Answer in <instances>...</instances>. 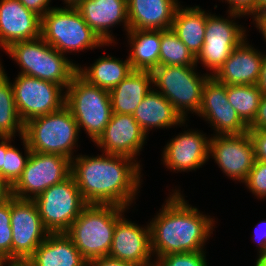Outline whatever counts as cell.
Returning <instances> with one entry per match:
<instances>
[{"mask_svg": "<svg viewBox=\"0 0 266 266\" xmlns=\"http://www.w3.org/2000/svg\"><path fill=\"white\" fill-rule=\"evenodd\" d=\"M229 4L227 12H234L245 16H256V0H225ZM222 2H224L222 0Z\"/></svg>", "mask_w": 266, "mask_h": 266, "instance_id": "8d00e7d4", "label": "cell"}, {"mask_svg": "<svg viewBox=\"0 0 266 266\" xmlns=\"http://www.w3.org/2000/svg\"><path fill=\"white\" fill-rule=\"evenodd\" d=\"M147 134L131 114L112 113L109 123L94 142L102 152L129 157L137 161L145 145Z\"/></svg>", "mask_w": 266, "mask_h": 266, "instance_id": "2e32d148", "label": "cell"}, {"mask_svg": "<svg viewBox=\"0 0 266 266\" xmlns=\"http://www.w3.org/2000/svg\"><path fill=\"white\" fill-rule=\"evenodd\" d=\"M227 98L240 118L249 125L256 116L262 93L254 85H227Z\"/></svg>", "mask_w": 266, "mask_h": 266, "instance_id": "f546056e", "label": "cell"}, {"mask_svg": "<svg viewBox=\"0 0 266 266\" xmlns=\"http://www.w3.org/2000/svg\"><path fill=\"white\" fill-rule=\"evenodd\" d=\"M102 153L76 155L71 160V175L87 204L129 209L141 187L142 167L129 157Z\"/></svg>", "mask_w": 266, "mask_h": 266, "instance_id": "6da1fadb", "label": "cell"}, {"mask_svg": "<svg viewBox=\"0 0 266 266\" xmlns=\"http://www.w3.org/2000/svg\"><path fill=\"white\" fill-rule=\"evenodd\" d=\"M31 266H87L88 262L65 233H49L27 260Z\"/></svg>", "mask_w": 266, "mask_h": 266, "instance_id": "603a6c76", "label": "cell"}, {"mask_svg": "<svg viewBox=\"0 0 266 266\" xmlns=\"http://www.w3.org/2000/svg\"><path fill=\"white\" fill-rule=\"evenodd\" d=\"M13 261L5 255L0 254V266H9Z\"/></svg>", "mask_w": 266, "mask_h": 266, "instance_id": "7dc6e473", "label": "cell"}, {"mask_svg": "<svg viewBox=\"0 0 266 266\" xmlns=\"http://www.w3.org/2000/svg\"><path fill=\"white\" fill-rule=\"evenodd\" d=\"M205 253V251H195L156 257L151 266H208Z\"/></svg>", "mask_w": 266, "mask_h": 266, "instance_id": "d6a6232c", "label": "cell"}, {"mask_svg": "<svg viewBox=\"0 0 266 266\" xmlns=\"http://www.w3.org/2000/svg\"><path fill=\"white\" fill-rule=\"evenodd\" d=\"M87 25L105 44L116 43L110 30L123 24L128 32L127 0H81L76 6Z\"/></svg>", "mask_w": 266, "mask_h": 266, "instance_id": "ffe728a7", "label": "cell"}, {"mask_svg": "<svg viewBox=\"0 0 266 266\" xmlns=\"http://www.w3.org/2000/svg\"><path fill=\"white\" fill-rule=\"evenodd\" d=\"M246 42V39L242 41L213 75L218 82L226 85L257 84L264 53Z\"/></svg>", "mask_w": 266, "mask_h": 266, "instance_id": "44dd1931", "label": "cell"}, {"mask_svg": "<svg viewBox=\"0 0 266 266\" xmlns=\"http://www.w3.org/2000/svg\"><path fill=\"white\" fill-rule=\"evenodd\" d=\"M119 59L104 55L88 68L78 64L77 73L88 83L110 91L133 72L128 57L124 61Z\"/></svg>", "mask_w": 266, "mask_h": 266, "instance_id": "83f0119b", "label": "cell"}, {"mask_svg": "<svg viewBox=\"0 0 266 266\" xmlns=\"http://www.w3.org/2000/svg\"><path fill=\"white\" fill-rule=\"evenodd\" d=\"M210 156L227 177L244 183L255 162L248 131L238 135H214L209 143Z\"/></svg>", "mask_w": 266, "mask_h": 266, "instance_id": "5bb4252c", "label": "cell"}, {"mask_svg": "<svg viewBox=\"0 0 266 266\" xmlns=\"http://www.w3.org/2000/svg\"><path fill=\"white\" fill-rule=\"evenodd\" d=\"M262 94H266V55L264 53L263 62L261 65L260 76L256 84Z\"/></svg>", "mask_w": 266, "mask_h": 266, "instance_id": "7bdbcfd3", "label": "cell"}, {"mask_svg": "<svg viewBox=\"0 0 266 266\" xmlns=\"http://www.w3.org/2000/svg\"><path fill=\"white\" fill-rule=\"evenodd\" d=\"M33 201L44 227L50 233L66 232L88 205L72 175L47 188Z\"/></svg>", "mask_w": 266, "mask_h": 266, "instance_id": "9c48e42d", "label": "cell"}, {"mask_svg": "<svg viewBox=\"0 0 266 266\" xmlns=\"http://www.w3.org/2000/svg\"><path fill=\"white\" fill-rule=\"evenodd\" d=\"M264 6H266V0H256V15Z\"/></svg>", "mask_w": 266, "mask_h": 266, "instance_id": "c3c4849f", "label": "cell"}, {"mask_svg": "<svg viewBox=\"0 0 266 266\" xmlns=\"http://www.w3.org/2000/svg\"><path fill=\"white\" fill-rule=\"evenodd\" d=\"M266 22V6H264L259 13L253 18V22Z\"/></svg>", "mask_w": 266, "mask_h": 266, "instance_id": "f6af8a7d", "label": "cell"}, {"mask_svg": "<svg viewBox=\"0 0 266 266\" xmlns=\"http://www.w3.org/2000/svg\"><path fill=\"white\" fill-rule=\"evenodd\" d=\"M160 65L196 66V57L172 29L161 30Z\"/></svg>", "mask_w": 266, "mask_h": 266, "instance_id": "4dcf8cb0", "label": "cell"}, {"mask_svg": "<svg viewBox=\"0 0 266 266\" xmlns=\"http://www.w3.org/2000/svg\"><path fill=\"white\" fill-rule=\"evenodd\" d=\"M129 62L135 71L152 72L160 65L161 30L129 29Z\"/></svg>", "mask_w": 266, "mask_h": 266, "instance_id": "484cf974", "label": "cell"}, {"mask_svg": "<svg viewBox=\"0 0 266 266\" xmlns=\"http://www.w3.org/2000/svg\"><path fill=\"white\" fill-rule=\"evenodd\" d=\"M88 266H140L132 262H126L124 260H118L117 258L109 255L92 259L88 262Z\"/></svg>", "mask_w": 266, "mask_h": 266, "instance_id": "60d3db41", "label": "cell"}, {"mask_svg": "<svg viewBox=\"0 0 266 266\" xmlns=\"http://www.w3.org/2000/svg\"><path fill=\"white\" fill-rule=\"evenodd\" d=\"M12 261H27L49 231L33 200L11 198Z\"/></svg>", "mask_w": 266, "mask_h": 266, "instance_id": "4fadbf2b", "label": "cell"}, {"mask_svg": "<svg viewBox=\"0 0 266 266\" xmlns=\"http://www.w3.org/2000/svg\"><path fill=\"white\" fill-rule=\"evenodd\" d=\"M139 126L148 135L152 128H171L186 124L173 105L159 92L152 89L132 114Z\"/></svg>", "mask_w": 266, "mask_h": 266, "instance_id": "cb8c5ba5", "label": "cell"}, {"mask_svg": "<svg viewBox=\"0 0 266 266\" xmlns=\"http://www.w3.org/2000/svg\"><path fill=\"white\" fill-rule=\"evenodd\" d=\"M79 133L75 118L64 105L56 112L26 122L23 137L32 152L59 154L72 160Z\"/></svg>", "mask_w": 266, "mask_h": 266, "instance_id": "5b68a950", "label": "cell"}, {"mask_svg": "<svg viewBox=\"0 0 266 266\" xmlns=\"http://www.w3.org/2000/svg\"><path fill=\"white\" fill-rule=\"evenodd\" d=\"M21 4L29 10H32L40 17H43L49 10L54 7H49L51 0H19Z\"/></svg>", "mask_w": 266, "mask_h": 266, "instance_id": "f35d334b", "label": "cell"}, {"mask_svg": "<svg viewBox=\"0 0 266 266\" xmlns=\"http://www.w3.org/2000/svg\"><path fill=\"white\" fill-rule=\"evenodd\" d=\"M150 71H135L109 91L112 113L133 114L145 96L153 89ZM152 87V88H151Z\"/></svg>", "mask_w": 266, "mask_h": 266, "instance_id": "d4e9b609", "label": "cell"}, {"mask_svg": "<svg viewBox=\"0 0 266 266\" xmlns=\"http://www.w3.org/2000/svg\"><path fill=\"white\" fill-rule=\"evenodd\" d=\"M255 266H266V256H264L260 259H257Z\"/></svg>", "mask_w": 266, "mask_h": 266, "instance_id": "816d5d0a", "label": "cell"}, {"mask_svg": "<svg viewBox=\"0 0 266 266\" xmlns=\"http://www.w3.org/2000/svg\"><path fill=\"white\" fill-rule=\"evenodd\" d=\"M23 143L25 157L22 152L11 145V141H14L12 137H6V155L3 160L2 178L6 180L11 186H13L17 180L21 177L23 170L25 169L28 158L31 154L28 142L24 137L20 138Z\"/></svg>", "mask_w": 266, "mask_h": 266, "instance_id": "1f68e13d", "label": "cell"}, {"mask_svg": "<svg viewBox=\"0 0 266 266\" xmlns=\"http://www.w3.org/2000/svg\"><path fill=\"white\" fill-rule=\"evenodd\" d=\"M124 216L116 223L108 255L140 266H151L153 254L149 223L140 227Z\"/></svg>", "mask_w": 266, "mask_h": 266, "instance_id": "ac0fdd59", "label": "cell"}, {"mask_svg": "<svg viewBox=\"0 0 266 266\" xmlns=\"http://www.w3.org/2000/svg\"><path fill=\"white\" fill-rule=\"evenodd\" d=\"M228 19L215 14L207 15L204 44L201 52L196 57V63L201 61L204 68L211 71L213 76L216 71L229 58L231 52L245 39L246 30L232 18H242L243 15L228 12ZM234 21V22H233Z\"/></svg>", "mask_w": 266, "mask_h": 266, "instance_id": "30bf717a", "label": "cell"}, {"mask_svg": "<svg viewBox=\"0 0 266 266\" xmlns=\"http://www.w3.org/2000/svg\"><path fill=\"white\" fill-rule=\"evenodd\" d=\"M126 210L117 205L88 204L65 233L87 262L106 256L116 223Z\"/></svg>", "mask_w": 266, "mask_h": 266, "instance_id": "277c9868", "label": "cell"}, {"mask_svg": "<svg viewBox=\"0 0 266 266\" xmlns=\"http://www.w3.org/2000/svg\"><path fill=\"white\" fill-rule=\"evenodd\" d=\"M0 254L12 260L11 199L0 205Z\"/></svg>", "mask_w": 266, "mask_h": 266, "instance_id": "836d02e7", "label": "cell"}, {"mask_svg": "<svg viewBox=\"0 0 266 266\" xmlns=\"http://www.w3.org/2000/svg\"><path fill=\"white\" fill-rule=\"evenodd\" d=\"M178 0H127L129 29H171Z\"/></svg>", "mask_w": 266, "mask_h": 266, "instance_id": "7402d4cb", "label": "cell"}, {"mask_svg": "<svg viewBox=\"0 0 266 266\" xmlns=\"http://www.w3.org/2000/svg\"><path fill=\"white\" fill-rule=\"evenodd\" d=\"M65 106L79 130L84 129L93 142L103 133L112 115L109 91L88 83L78 73L65 90Z\"/></svg>", "mask_w": 266, "mask_h": 266, "instance_id": "52a82bcc", "label": "cell"}, {"mask_svg": "<svg viewBox=\"0 0 266 266\" xmlns=\"http://www.w3.org/2000/svg\"><path fill=\"white\" fill-rule=\"evenodd\" d=\"M211 137H206L198 130H185L164 146L162 152L163 164L176 173L188 172L201 168L209 160V143Z\"/></svg>", "mask_w": 266, "mask_h": 266, "instance_id": "e0dca14e", "label": "cell"}, {"mask_svg": "<svg viewBox=\"0 0 266 266\" xmlns=\"http://www.w3.org/2000/svg\"><path fill=\"white\" fill-rule=\"evenodd\" d=\"M71 175V160L59 154L32 152L21 177L12 186L18 199L33 200L47 188Z\"/></svg>", "mask_w": 266, "mask_h": 266, "instance_id": "8fae6325", "label": "cell"}, {"mask_svg": "<svg viewBox=\"0 0 266 266\" xmlns=\"http://www.w3.org/2000/svg\"><path fill=\"white\" fill-rule=\"evenodd\" d=\"M9 79L0 61V137L15 138L17 132L23 137L24 123L18 114Z\"/></svg>", "mask_w": 266, "mask_h": 266, "instance_id": "f1b7e54d", "label": "cell"}, {"mask_svg": "<svg viewBox=\"0 0 266 266\" xmlns=\"http://www.w3.org/2000/svg\"><path fill=\"white\" fill-rule=\"evenodd\" d=\"M208 14L200 6L183 8L180 5L174 15L171 29L195 57L204 44Z\"/></svg>", "mask_w": 266, "mask_h": 266, "instance_id": "4316f807", "label": "cell"}, {"mask_svg": "<svg viewBox=\"0 0 266 266\" xmlns=\"http://www.w3.org/2000/svg\"><path fill=\"white\" fill-rule=\"evenodd\" d=\"M21 68L19 74L50 81L64 90L77 74L78 65L41 36L13 43L4 50Z\"/></svg>", "mask_w": 266, "mask_h": 266, "instance_id": "3957f363", "label": "cell"}, {"mask_svg": "<svg viewBox=\"0 0 266 266\" xmlns=\"http://www.w3.org/2000/svg\"><path fill=\"white\" fill-rule=\"evenodd\" d=\"M13 197L12 186L0 177V205Z\"/></svg>", "mask_w": 266, "mask_h": 266, "instance_id": "b9f144b4", "label": "cell"}, {"mask_svg": "<svg viewBox=\"0 0 266 266\" xmlns=\"http://www.w3.org/2000/svg\"><path fill=\"white\" fill-rule=\"evenodd\" d=\"M169 195L149 223L153 257L204 251L213 233L214 219L190 206L180 190H172Z\"/></svg>", "mask_w": 266, "mask_h": 266, "instance_id": "7a4b0ae2", "label": "cell"}, {"mask_svg": "<svg viewBox=\"0 0 266 266\" xmlns=\"http://www.w3.org/2000/svg\"><path fill=\"white\" fill-rule=\"evenodd\" d=\"M41 35V17L19 0H0V47L33 40Z\"/></svg>", "mask_w": 266, "mask_h": 266, "instance_id": "d6986e66", "label": "cell"}, {"mask_svg": "<svg viewBox=\"0 0 266 266\" xmlns=\"http://www.w3.org/2000/svg\"><path fill=\"white\" fill-rule=\"evenodd\" d=\"M195 68L159 65L151 72L154 90L161 93L184 120H188L190 111L198 113L204 84L211 77L208 72L199 75Z\"/></svg>", "mask_w": 266, "mask_h": 266, "instance_id": "ba28073f", "label": "cell"}, {"mask_svg": "<svg viewBox=\"0 0 266 266\" xmlns=\"http://www.w3.org/2000/svg\"><path fill=\"white\" fill-rule=\"evenodd\" d=\"M262 224V225H261ZM260 225V226H259ZM254 238L258 242V258L266 256V220L259 222L255 227Z\"/></svg>", "mask_w": 266, "mask_h": 266, "instance_id": "ab89813d", "label": "cell"}, {"mask_svg": "<svg viewBox=\"0 0 266 266\" xmlns=\"http://www.w3.org/2000/svg\"><path fill=\"white\" fill-rule=\"evenodd\" d=\"M254 146L255 160L266 162V130H248Z\"/></svg>", "mask_w": 266, "mask_h": 266, "instance_id": "d590c367", "label": "cell"}, {"mask_svg": "<svg viewBox=\"0 0 266 266\" xmlns=\"http://www.w3.org/2000/svg\"><path fill=\"white\" fill-rule=\"evenodd\" d=\"M5 155H6V137H0V177H2V167Z\"/></svg>", "mask_w": 266, "mask_h": 266, "instance_id": "ee69618b", "label": "cell"}, {"mask_svg": "<svg viewBox=\"0 0 266 266\" xmlns=\"http://www.w3.org/2000/svg\"><path fill=\"white\" fill-rule=\"evenodd\" d=\"M248 130H266V94L262 95L257 113Z\"/></svg>", "mask_w": 266, "mask_h": 266, "instance_id": "74e56055", "label": "cell"}, {"mask_svg": "<svg viewBox=\"0 0 266 266\" xmlns=\"http://www.w3.org/2000/svg\"><path fill=\"white\" fill-rule=\"evenodd\" d=\"M254 24L256 25L255 27L259 30V32H261V34L263 35V38L266 42V22H254Z\"/></svg>", "mask_w": 266, "mask_h": 266, "instance_id": "bcb514c9", "label": "cell"}, {"mask_svg": "<svg viewBox=\"0 0 266 266\" xmlns=\"http://www.w3.org/2000/svg\"><path fill=\"white\" fill-rule=\"evenodd\" d=\"M81 0H64L67 7H75Z\"/></svg>", "mask_w": 266, "mask_h": 266, "instance_id": "681fc988", "label": "cell"}, {"mask_svg": "<svg viewBox=\"0 0 266 266\" xmlns=\"http://www.w3.org/2000/svg\"><path fill=\"white\" fill-rule=\"evenodd\" d=\"M244 184L256 198H266V162L255 160Z\"/></svg>", "mask_w": 266, "mask_h": 266, "instance_id": "e575fe53", "label": "cell"}, {"mask_svg": "<svg viewBox=\"0 0 266 266\" xmlns=\"http://www.w3.org/2000/svg\"><path fill=\"white\" fill-rule=\"evenodd\" d=\"M60 53L109 46L87 25L76 7H54L41 17V35Z\"/></svg>", "mask_w": 266, "mask_h": 266, "instance_id": "8992f818", "label": "cell"}, {"mask_svg": "<svg viewBox=\"0 0 266 266\" xmlns=\"http://www.w3.org/2000/svg\"><path fill=\"white\" fill-rule=\"evenodd\" d=\"M11 85L15 105L24 124L56 112L65 105L64 89L53 82L18 74Z\"/></svg>", "mask_w": 266, "mask_h": 266, "instance_id": "7c38bea8", "label": "cell"}, {"mask_svg": "<svg viewBox=\"0 0 266 266\" xmlns=\"http://www.w3.org/2000/svg\"><path fill=\"white\" fill-rule=\"evenodd\" d=\"M9 266H31L27 261H13Z\"/></svg>", "mask_w": 266, "mask_h": 266, "instance_id": "f907efd6", "label": "cell"}, {"mask_svg": "<svg viewBox=\"0 0 266 266\" xmlns=\"http://www.w3.org/2000/svg\"><path fill=\"white\" fill-rule=\"evenodd\" d=\"M227 85L211 76L204 84L197 115L203 117L215 131L212 135H238L248 131V125L229 103Z\"/></svg>", "mask_w": 266, "mask_h": 266, "instance_id": "9a60e30c", "label": "cell"}]
</instances>
